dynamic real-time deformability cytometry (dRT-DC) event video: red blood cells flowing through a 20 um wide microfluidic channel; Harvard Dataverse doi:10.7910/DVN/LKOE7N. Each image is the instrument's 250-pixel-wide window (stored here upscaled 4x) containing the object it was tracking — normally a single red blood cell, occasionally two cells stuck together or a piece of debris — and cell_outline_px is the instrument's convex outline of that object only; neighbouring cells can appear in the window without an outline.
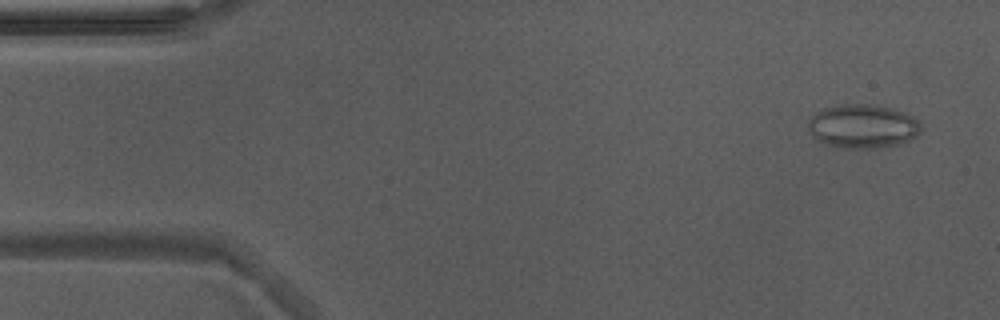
{"species": "Egyptian fruit bat (a non-hibernating species)", "species_latin": "Rousettus aegyptiacus", "temperature_condition": "warm", "stored_images_in_passage": 52, "camera_frame_rate_fps": 3000, "um_per_image_px": 0.085, "animal": {"sex": "male"}, "frame": {"image": 1, "passage_image": 3, "time_ms": 0.667, "image_size_px": [1000, 320], "cell_outline_px": [[924, 128], [916, 136], [900, 144], [876, 148], [840, 148], [816, 140], [808, 132], [808, 120], [816, 112], [824, 108], [836, 104], [872, 104], [892, 108], [904, 112], [920, 120]], "centroid_in_image_um": [73.34, 10.72], "position_along_channel_um": 11.7, "area_um2": 29.3}}
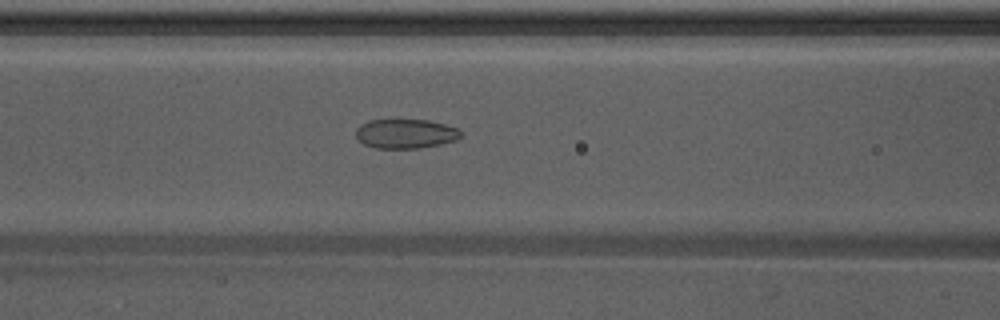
{"frame": {"image": 2, "passage_image": 21, "time_ms": 6.667, "image_size_px": [1000, 320], "cell_outline_px": [[460, 136], [456, 140], [440, 144], [420, 148], [376, 148], [364, 144], [356, 136], [356, 128], [360, 124], [368, 120], [388, 116], [396, 116], [428, 120], [444, 124], [456, 128], [460, 132]], "centroid_in_image_um": [34.4, 11.29], "position_along_channel_um": 132.2, "area_um2": 18.79}}
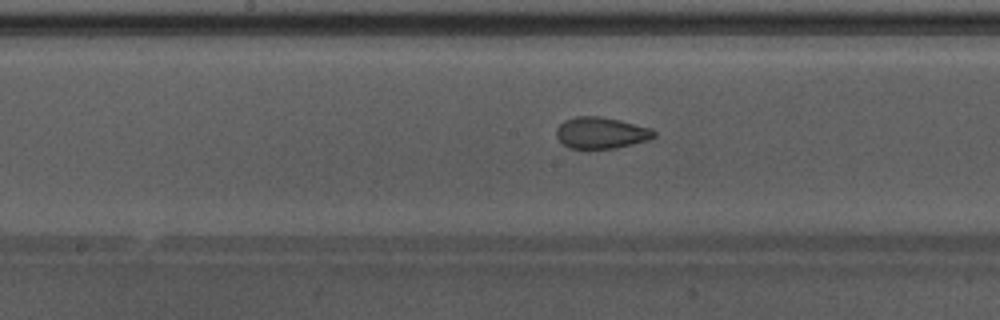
{"frame": {"image": 3, "passage_image": 26, "time_ms": 8.333, "image_size_px": [1000, 320], "cell_outline_px": [[656, 136], [648, 140], [616, 148], [568, 148], [556, 136], [556, 128], [564, 120], [576, 116], [600, 116], [620, 120], [652, 128], [656, 132]], "centroid_in_image_um": [51.1, 11.28], "position_along_channel_um": 197.1, "area_um2": 17.92}, "authors_computed_cell_mechanics": {"area_um2": 19.363, "velocity_mm_per_s": 3.9007, "shape_relaxation_time_tau1_ms": 7.4896, "shape_relaxation_time_tau2_ms": 1.5942, "deformation_change_tau1": 0.1712, "deformation_change_tau2": 0.0684}}